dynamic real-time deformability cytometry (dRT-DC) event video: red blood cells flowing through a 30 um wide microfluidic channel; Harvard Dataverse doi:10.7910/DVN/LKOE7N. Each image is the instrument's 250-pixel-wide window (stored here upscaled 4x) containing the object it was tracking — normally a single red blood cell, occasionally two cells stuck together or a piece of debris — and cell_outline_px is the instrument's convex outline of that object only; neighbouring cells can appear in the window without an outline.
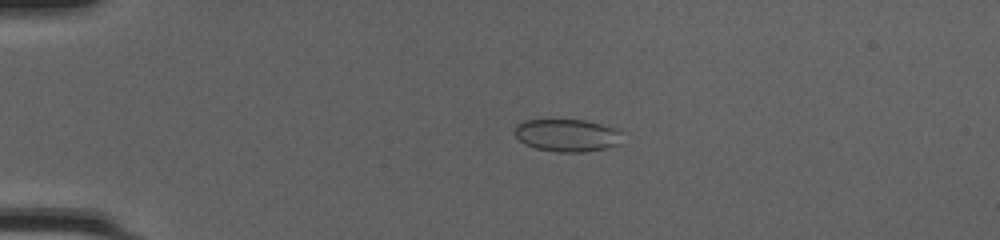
{"species": "common noctule bat (a hibernating species)", "species_latin": "Nyctalus noctula", "temperature_condition": "cold", "stored_images_in_passage": 50, "camera_frame_rate_fps": 3000, "um_per_image_px": 0.085, "animal": {"sex": "female", "body_mass_g": 20.0, "forearm_length_mm": 54.0}, "frame": {"image": 1, "passage_image": 12, "time_ms": 3.667, "image_size_px": [1000, 240], "cell_outline_px": [[620, 144], [604, 148], [584, 152], [556, 152], [536, 148], [524, 144], [516, 136], [516, 124], [524, 120], [584, 120], [620, 128]], "centroid_in_image_um": [48.22, 11.5], "position_along_channel_um": 36.8, "area_um2": 20.4}}
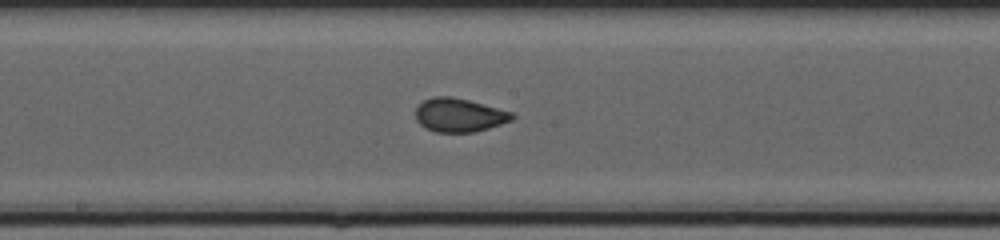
{"frame": {"image": 2, "passage_image": 28, "time_ms": 9.0, "image_size_px": [1000, 240], "cell_outline_px": [[516, 116], [512, 120], [476, 132], [436, 132], [424, 128], [416, 120], [416, 108], [424, 100], [432, 96], [452, 96], [468, 100], [512, 112]], "centroid_in_image_um": [39.01, 9.78], "position_along_channel_um": 209.2, "area_um2": 18.9}}
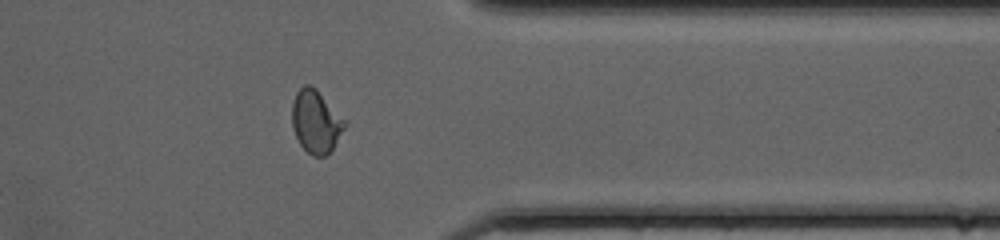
{"frame": {"image": 3, "passage_image": 41, "time_ms": 13.333, "image_size_px": [1000, 240], "cell_outline_px": [[348, 124], [332, 148], [324, 156], [312, 156], [300, 144], [292, 128], [292, 104], [296, 92], [304, 84], [308, 84], [316, 88]], "centroid_in_image_um": [26.83, 10.32], "position_along_channel_um": 384.6, "area_um2": 19.07}, "authors_computed_cell_mechanics": {"area_um2": 19.1607, "velocity_mm_per_s": 4.2154, "shape_relaxation_time_tau1_ms": null, "shape_relaxation_time_tau2_ms": 0.7136, "deformation_change_tau1": null, "deformation_change_tau2": 0.0463}}